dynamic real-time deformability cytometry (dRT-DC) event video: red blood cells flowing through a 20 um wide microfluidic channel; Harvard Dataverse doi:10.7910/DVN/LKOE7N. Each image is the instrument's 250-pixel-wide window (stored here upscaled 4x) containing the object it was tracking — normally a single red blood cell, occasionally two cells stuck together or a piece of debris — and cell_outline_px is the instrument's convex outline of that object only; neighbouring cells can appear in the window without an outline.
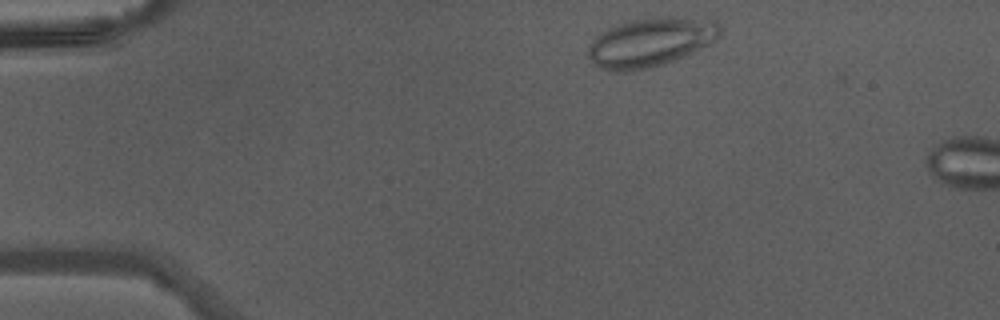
{"species": "Egyptian fruit bat (a non-hibernating species)", "species_latin": "Rousettus aegyptiacus", "temperature_condition": "warm", "stored_images_in_passage": 4, "camera_frame_rate_fps": 3000, "um_per_image_px": 0.085, "animal": {"sex": "male"}, "frame": {"image": 1, "passage_image": 1, "time_ms": 0.0, "image_size_px": [1000, 320], "cell_outline_px": [[720, 36], [708, 44], [676, 60], [664, 64], [648, 68], [628, 72], [616, 72], [600, 68], [588, 56], [588, 44], [600, 32], [608, 28], [632, 20], [660, 16], [716, 20], [720, 24]], "centroid_in_image_um": [55.28, 3.59], "position_along_channel_um": 29.7, "area_um2": 37.57}}